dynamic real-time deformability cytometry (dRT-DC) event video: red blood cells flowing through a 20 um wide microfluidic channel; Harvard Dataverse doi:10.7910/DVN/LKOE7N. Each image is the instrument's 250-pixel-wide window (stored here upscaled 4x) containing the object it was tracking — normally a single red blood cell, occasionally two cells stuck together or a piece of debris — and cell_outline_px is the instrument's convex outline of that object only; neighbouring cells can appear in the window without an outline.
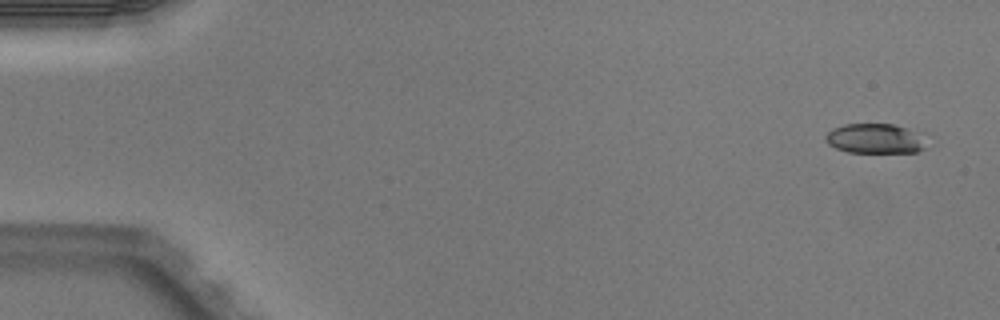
{"species": "Egyptian fruit bat (a non-hibernating species)", "species_latin": "Rousettus aegyptiacus", "temperature_condition": "warm", "stored_images_in_passage": 7, "camera_frame_rate_fps": 3000, "um_per_image_px": 0.085, "animal": {"sex": "male"}, "frame": {"image": 1, "passage_image": 1, "time_ms": 0.0, "image_size_px": [1000, 320], "cell_outline_px": [[924, 148], [916, 152], [848, 152], [836, 148], [828, 144], [824, 140], [824, 136], [832, 128], [844, 124], [892, 124], [908, 128], [916, 132]], "centroid_in_image_um": [74.26, 11.77], "position_along_channel_um": 10.7, "area_um2": 17.17}}
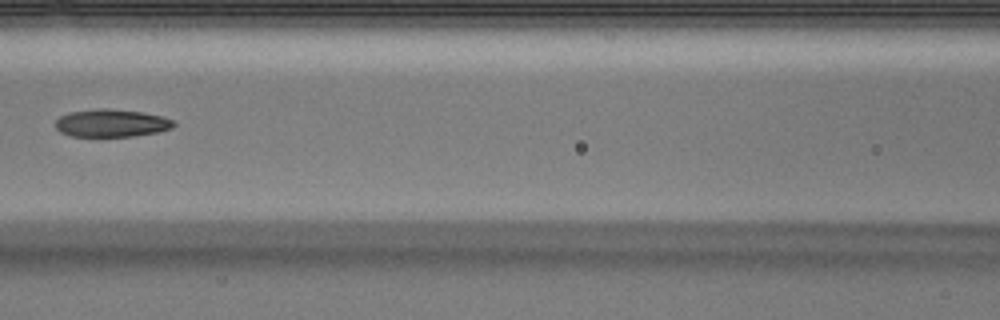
{"frame": {"image": 2, "passage_image": 6, "time_ms": 1.667, "image_size_px": [1000, 320], "cell_outline_px": [[176, 124], [172, 128], [160, 132], [132, 136], [72, 136], [60, 132], [56, 128], [56, 120], [60, 116], [68, 112], [100, 108], [104, 108], [140, 112], [164, 116], [172, 120]], "centroid_in_image_um": [9.48, 10.46], "position_along_channel_um": 157.1, "area_um2": 19.07}}
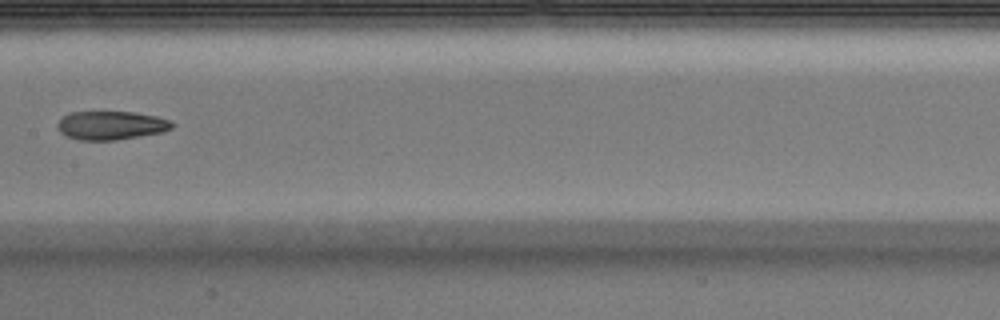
{"frame": {"image": 3, "passage_image": 7, "time_ms": 2.0, "image_size_px": [1000, 320], "cell_outline_px": [[176, 124], [172, 128], [160, 132], [112, 140], [80, 140], [68, 136], [60, 132], [56, 124], [68, 112], [136, 112], [156, 116], [172, 120]], "centroid_in_image_um": [9.45, 10.64], "position_along_channel_um": 197.9, "area_um2": 18.96}}